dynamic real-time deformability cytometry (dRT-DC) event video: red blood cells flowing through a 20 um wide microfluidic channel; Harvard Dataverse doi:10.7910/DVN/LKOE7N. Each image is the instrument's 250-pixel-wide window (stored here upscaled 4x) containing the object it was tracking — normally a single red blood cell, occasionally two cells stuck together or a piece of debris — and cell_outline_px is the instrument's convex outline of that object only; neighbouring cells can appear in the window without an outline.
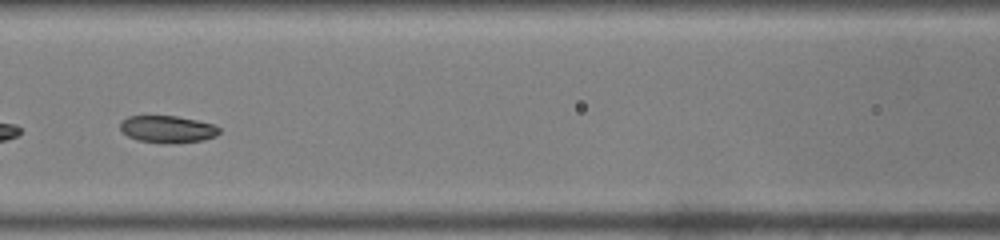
{"species": "common noctule bat (a hibernating species)", "species_latin": "Nyctalus noctula", "temperature_condition": "warm", "stored_images_in_passage": 30, "camera_frame_rate_fps": 3000, "um_per_image_px": 0.085, "animal": {"sex": "male", "body_mass_g": 19.0, "forearm_length_mm": 50.8}, "frame": {"image": 1, "passage_image": 9, "time_ms": 2.667, "image_size_px": [1000, 240], "cell_outline_px": [[220, 132], [216, 136], [204, 140], [172, 144], [140, 140], [128, 136], [120, 128], [120, 120], [128, 116], [176, 116], [216, 124], [220, 128]], "centroid_in_image_um": [14.28, 10.98], "position_along_channel_um": 152.3, "area_um2": 15.72}}
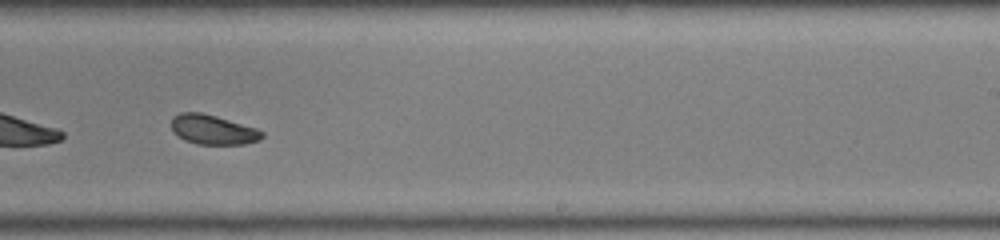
{"frame": {"image": 2, "passage_image": 18, "time_ms": 5.667, "image_size_px": [1000, 240], "cell_outline_px": [[264, 136], [260, 140], [244, 144], [196, 144], [184, 140], [172, 132], [172, 116], [180, 112], [200, 112], [216, 116], [256, 128], [264, 132]], "centroid_in_image_um": [18.08, 11.02], "position_along_channel_um": 270.9, "area_um2": 15.72}, "authors_computed_cell_mechanics": {"area_um2": 16.0684, "velocity_mm_per_s": 3.9657, "shape_relaxation_time_tau1_ms": 3.4654, "shape_relaxation_time_tau2_ms": null, "deformation_change_tau1": 0.1271, "deformation_change_tau2": null}}